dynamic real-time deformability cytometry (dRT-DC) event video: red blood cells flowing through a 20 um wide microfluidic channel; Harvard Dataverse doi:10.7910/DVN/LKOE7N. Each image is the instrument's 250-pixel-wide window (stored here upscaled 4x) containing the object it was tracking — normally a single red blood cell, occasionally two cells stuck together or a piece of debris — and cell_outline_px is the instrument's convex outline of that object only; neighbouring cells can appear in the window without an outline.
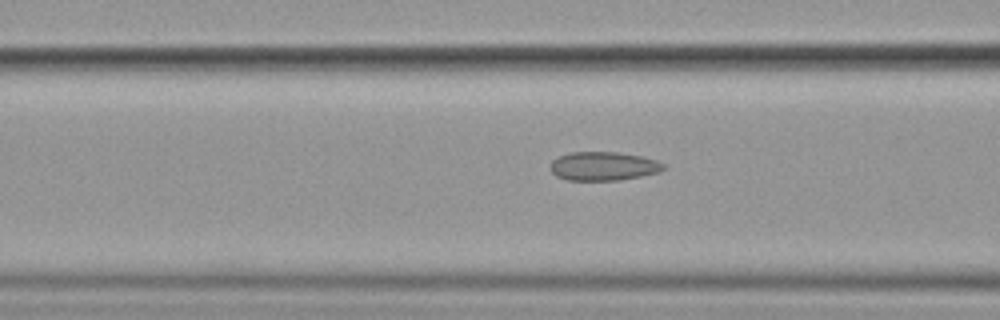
{"species": "common noctule bat (a hibernating species)", "species_latin": "Nyctalus noctula", "temperature_condition": "cold", "stored_images_in_passage": 12, "camera_frame_rate_fps": 3000, "um_per_image_px": 0.085, "animal": {"sex": "female", "body_mass_g": 19.9}, "frame": {"image": 1, "passage_image": 7, "time_ms": 8.0, "image_size_px": [1000, 320], "cell_outline_px": [[664, 168], [660, 172], [620, 180], [568, 180], [556, 176], [552, 172], [552, 160], [560, 156], [572, 152], [616, 152], [640, 156], [656, 160], [664, 164]], "centroid_in_image_um": [51.3, 14.13], "position_along_channel_um": 115.3, "area_um2": 18.73}}
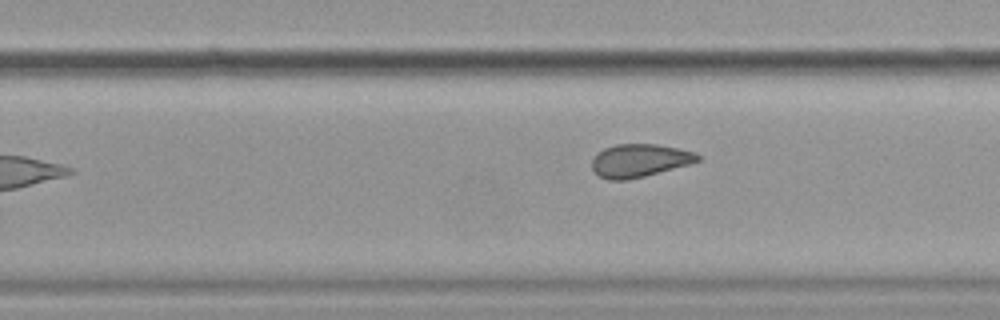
{"frame": {"image": 2, "passage_image": 12, "time_ms": 14.0, "image_size_px": [1000, 320], "cell_outline_px": [[700, 160], [688, 164], [644, 176], [628, 180], [608, 180], [600, 176], [592, 168], [592, 160], [596, 152], [604, 148], [616, 144], [656, 144], [696, 152], [700, 156]], "centroid_in_image_um": [54.32, 13.64], "position_along_channel_um": 275.5, "area_um2": 20.23}}